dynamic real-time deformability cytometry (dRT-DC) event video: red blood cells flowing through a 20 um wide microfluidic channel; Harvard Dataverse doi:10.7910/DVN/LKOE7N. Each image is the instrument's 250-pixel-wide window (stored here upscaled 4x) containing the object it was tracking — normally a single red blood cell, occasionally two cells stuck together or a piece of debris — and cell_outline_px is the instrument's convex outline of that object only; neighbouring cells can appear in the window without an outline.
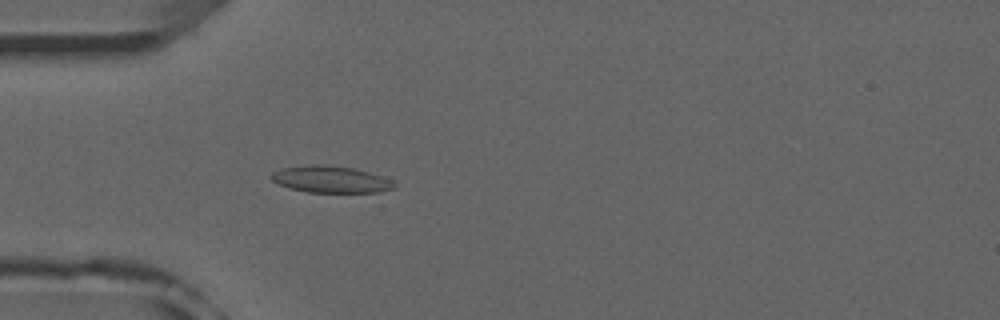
{"species": "common noctule bat (a hibernating species)", "species_latin": "Nyctalus noctula", "temperature_condition": "room temperature", "stored_images_in_passage": 52, "camera_frame_rate_fps": 3000, "um_per_image_px": 0.085, "animal": {"sex": "male", "forearm_length_mm": 52.5}, "frame": {"image": 1, "passage_image": 15, "time_ms": 4.667, "image_size_px": [1000, 320], "cell_outline_px": [[396, 184], [392, 188], [380, 192], [308, 192], [292, 188], [280, 184], [272, 180], [268, 176], [272, 172], [280, 168], [312, 164], [324, 164], [352, 168], [368, 172], [392, 180]], "centroid_in_image_um": [28.07, 15.23], "position_along_channel_um": 56.9, "area_um2": 19.02}}
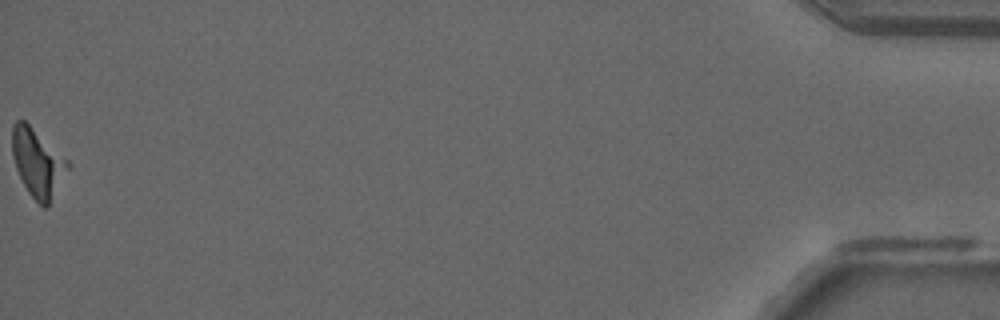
{"frame": {"image": 2, "passage_image": 52, "time_ms": 17.0, "image_size_px": [1000, 320], "cell_outline_px": [[72, 164], [48, 208], [44, 208], [28, 192], [16, 168], [12, 156], [12, 124], [16, 120], [24, 120], [68, 160]], "centroid_in_image_um": [3.21, 13.86], "position_along_channel_um": 432.0, "area_um2": 22.02}}